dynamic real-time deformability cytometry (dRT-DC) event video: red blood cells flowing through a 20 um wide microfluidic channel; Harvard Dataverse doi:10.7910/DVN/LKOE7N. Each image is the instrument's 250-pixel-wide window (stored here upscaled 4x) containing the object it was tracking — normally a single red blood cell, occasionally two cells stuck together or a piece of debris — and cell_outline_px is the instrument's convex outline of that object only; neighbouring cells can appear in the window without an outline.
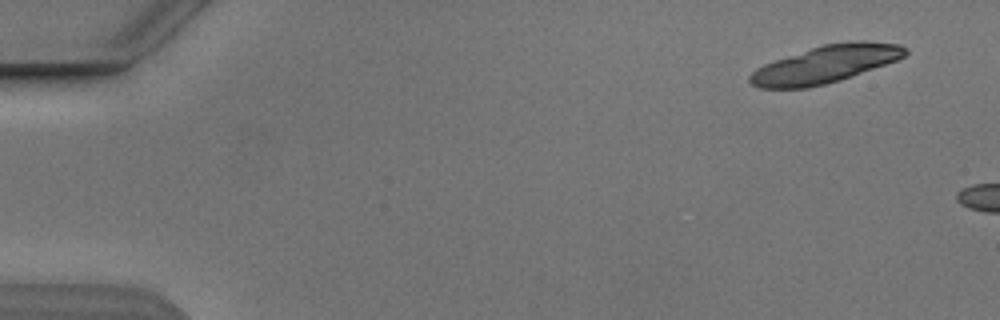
{"species": "Egyptian fruit bat (a non-hibernating species)", "species_latin": "Rousettus aegyptiacus", "temperature_condition": "cold", "stored_images_in_passage": 3, "camera_frame_rate_fps": 3000, "um_per_image_px": 0.085, "animal": {"sex": "male"}, "frame": {"image": 1, "passage_image": 1, "time_ms": 0.0, "image_size_px": [1000, 320], "cell_outline_px": [[908, 52], [904, 56], [896, 60], [852, 76], [840, 80], [808, 88], [760, 88], [752, 84], [748, 80], [748, 76], [756, 68], [764, 64], [824, 44], [848, 40], [864, 40], [900, 44], [908, 48]], "centroid_in_image_um": [70.19, 5.45], "position_along_channel_um": 14.8, "area_um2": 33.7}}